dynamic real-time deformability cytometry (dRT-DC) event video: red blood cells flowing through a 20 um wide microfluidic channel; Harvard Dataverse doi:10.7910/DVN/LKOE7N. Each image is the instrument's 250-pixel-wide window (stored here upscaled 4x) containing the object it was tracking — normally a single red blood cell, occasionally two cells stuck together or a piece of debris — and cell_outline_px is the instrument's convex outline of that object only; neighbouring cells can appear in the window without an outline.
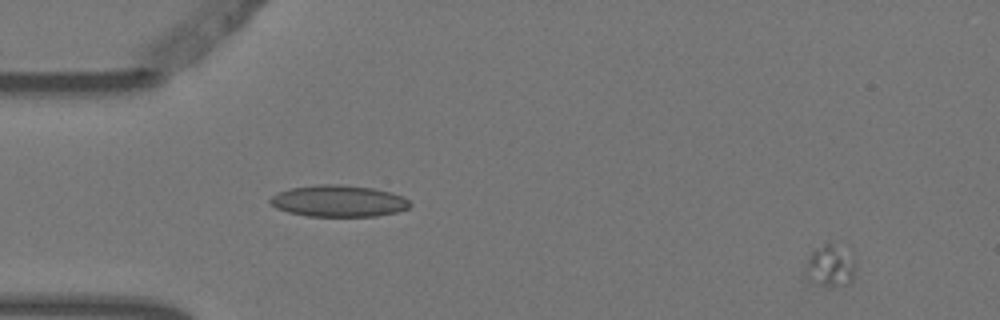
{"species": "Egyptian fruit bat (a non-hibernating species)", "species_latin": "Rousettus aegyptiacus", "temperature_condition": "warm", "stored_images_in_passage": 5, "camera_frame_rate_fps": 3000, "um_per_image_px": 0.085, "animal": {"sex": "female"}, "frame": {"image": 1, "passage_image": 1, "time_ms": 0.0, "image_size_px": [1000, 320], "cell_outline_px": [[852, 280], [844, 284], [824, 284], [816, 280], [808, 264], [808, 256], [812, 248], [828, 240], [832, 240], [848, 244], [852, 260]], "centroid_in_image_um": [70.66, 22.34], "position_along_channel_um": 14.3, "area_um2": 11.68}}